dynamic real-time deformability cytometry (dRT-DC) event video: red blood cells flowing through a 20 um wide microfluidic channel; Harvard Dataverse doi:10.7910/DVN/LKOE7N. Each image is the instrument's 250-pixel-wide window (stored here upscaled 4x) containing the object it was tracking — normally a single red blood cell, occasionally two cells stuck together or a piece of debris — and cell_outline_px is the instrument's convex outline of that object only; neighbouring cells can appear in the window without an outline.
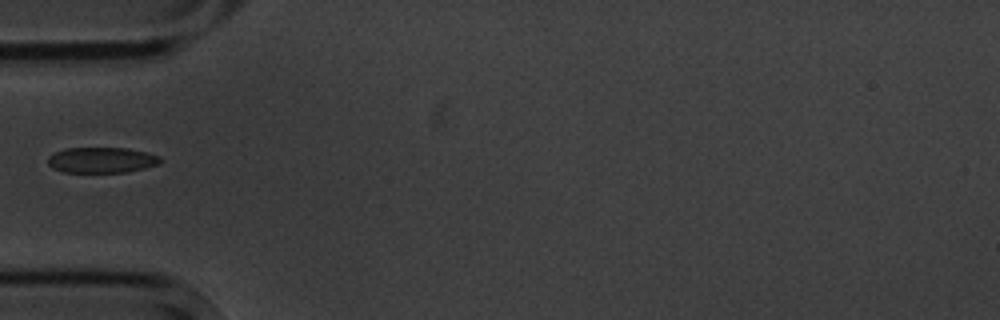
{"species": "common noctule bat (a hibernating species)", "species_latin": "Nyctalus noctula", "temperature_condition": "cold", "stored_images_in_passage": 1, "camera_frame_rate_fps": 3000, "um_per_image_px": 0.085, "animal": {"sex": "male", "body_mass_g": 20.1, "forearm_length_mm": 53.5}, "frame": {"image": 1, "passage_image": 1, "time_ms": 0.0, "image_size_px": [1000, 320], "cell_outline_px": [[164, 160], [160, 164], [128, 172], [64, 172], [52, 168], [48, 164], [48, 156], [64, 148], [128, 148], [160, 156]], "centroid_in_image_um": [8.66, 13.6], "position_along_channel_um": 76.3, "area_um2": 16.88}}